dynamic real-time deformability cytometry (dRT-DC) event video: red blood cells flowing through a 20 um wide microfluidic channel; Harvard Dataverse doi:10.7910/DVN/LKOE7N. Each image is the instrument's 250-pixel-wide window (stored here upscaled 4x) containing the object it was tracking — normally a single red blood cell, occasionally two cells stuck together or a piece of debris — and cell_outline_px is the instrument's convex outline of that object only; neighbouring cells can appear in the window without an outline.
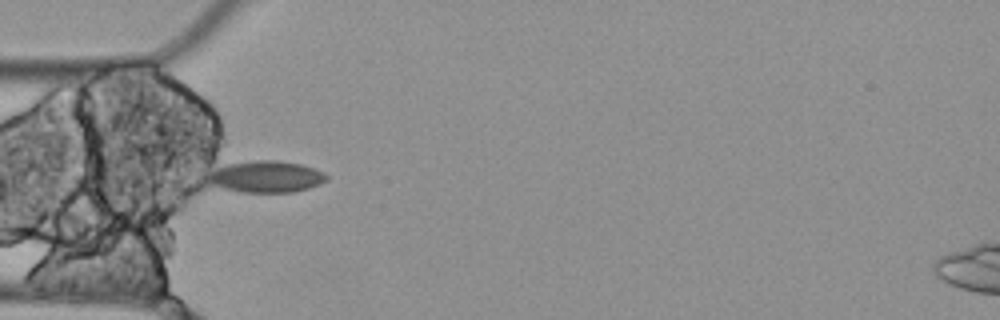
{"species": "Egyptian fruit bat (a non-hibernating species)", "species_latin": "Rousettus aegyptiacus", "temperature_condition": "cold", "stored_images_in_passage": 3, "camera_frame_rate_fps": 3000, "um_per_image_px": 0.085, "animal": {"sex": "female"}, "frame": {"image": 1, "passage_image": 1, "time_ms": 0.0, "image_size_px": [1000, 320], "cell_outline_px": [[328, 180], [320, 184], [308, 188], [292, 192], [240, 192], [208, 184], [208, 180], [212, 172], [216, 168], [224, 164], [256, 160], [276, 160], [300, 164], [324, 172], [328, 176]], "centroid_in_image_um": [22.62, 15.02], "position_along_channel_um": 62.4, "area_um2": 21.79}}
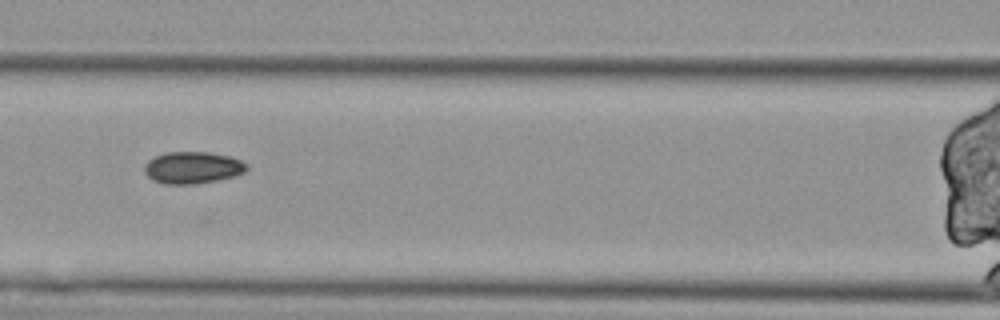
{"frame": {"image": 2, "passage_image": 3, "time_ms": 0.667, "image_size_px": [1000, 320], "cell_outline_px": [[248, 168], [244, 172], [236, 176], [196, 184], [164, 184], [152, 180], [144, 172], [144, 164], [148, 160], [156, 156], [168, 152], [208, 152], [232, 156], [248, 164]], "centroid_in_image_um": [16.38, 14.25], "position_along_channel_um": 150.2, "area_um2": 19.19}}